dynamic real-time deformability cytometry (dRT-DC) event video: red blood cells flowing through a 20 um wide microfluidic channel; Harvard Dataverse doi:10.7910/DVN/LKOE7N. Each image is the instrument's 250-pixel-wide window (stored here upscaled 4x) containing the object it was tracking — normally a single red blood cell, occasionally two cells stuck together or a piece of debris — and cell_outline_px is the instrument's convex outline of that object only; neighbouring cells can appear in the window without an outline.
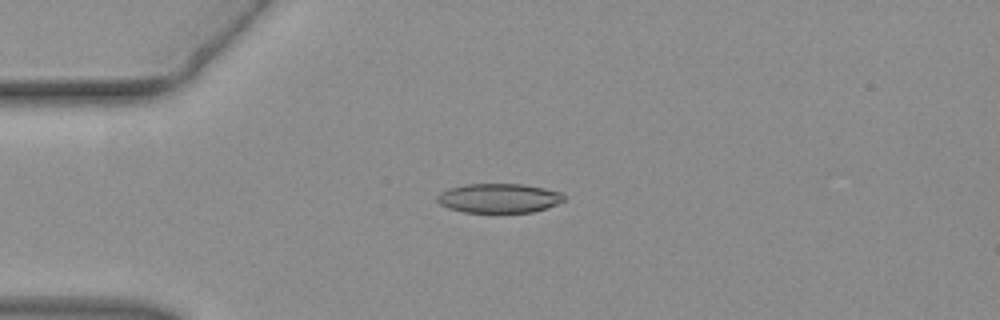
{"species": "common noctule bat (a hibernating species)", "species_latin": "Nyctalus noctula", "temperature_condition": "warm", "stored_images_in_passage": 36, "camera_frame_rate_fps": 3000, "um_per_image_px": 0.085, "animal": {"sex": "female", "body_mass_g": 19.3, "forearm_length_mm": 54.1}, "frame": {"image": 1, "passage_image": 1, "time_ms": 0.0, "image_size_px": [1000, 320], "cell_outline_px": [[564, 200], [556, 204], [532, 212], [464, 212], [448, 208], [440, 204], [436, 200], [436, 196], [440, 192], [448, 188], [464, 184], [524, 184], [544, 188], [560, 192], [564, 196]], "centroid_in_image_um": [42.35, 16.83], "position_along_channel_um": 42.6, "area_um2": 21.62}}
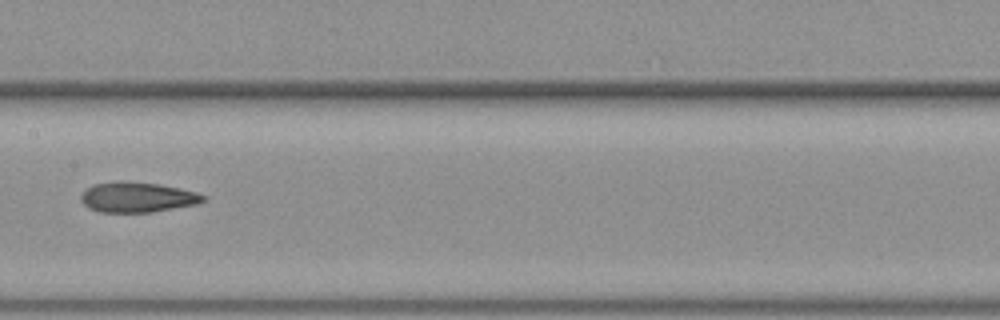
{"frame": {"image": 2, "passage_image": 13, "time_ms": 4.0, "image_size_px": [1000, 320], "cell_outline_px": [[204, 200], [200, 204], [152, 212], [100, 212], [88, 208], [80, 200], [80, 196], [92, 184], [120, 180], [124, 180], [160, 184], [180, 188], [196, 192], [204, 196]], "centroid_in_image_um": [11.67, 16.75], "position_along_channel_um": 195.7, "area_um2": 21.73}}
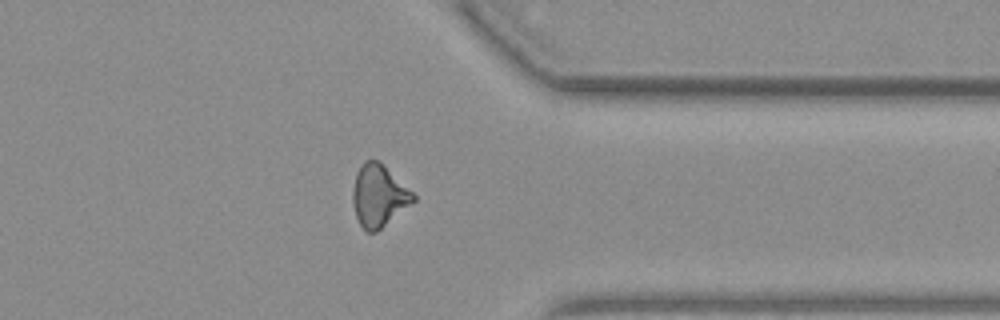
{"frame": {"image": 3, "passage_image": 26, "time_ms": 8.333, "image_size_px": [1000, 320], "cell_outline_px": [[416, 200], [376, 232], [368, 232], [360, 224], [356, 216], [352, 200], [352, 192], [356, 172], [360, 164], [364, 160], [380, 160], [416, 196]], "centroid_in_image_um": [32.18, 16.6], "position_along_channel_um": 379.2, "area_um2": 21.79}}